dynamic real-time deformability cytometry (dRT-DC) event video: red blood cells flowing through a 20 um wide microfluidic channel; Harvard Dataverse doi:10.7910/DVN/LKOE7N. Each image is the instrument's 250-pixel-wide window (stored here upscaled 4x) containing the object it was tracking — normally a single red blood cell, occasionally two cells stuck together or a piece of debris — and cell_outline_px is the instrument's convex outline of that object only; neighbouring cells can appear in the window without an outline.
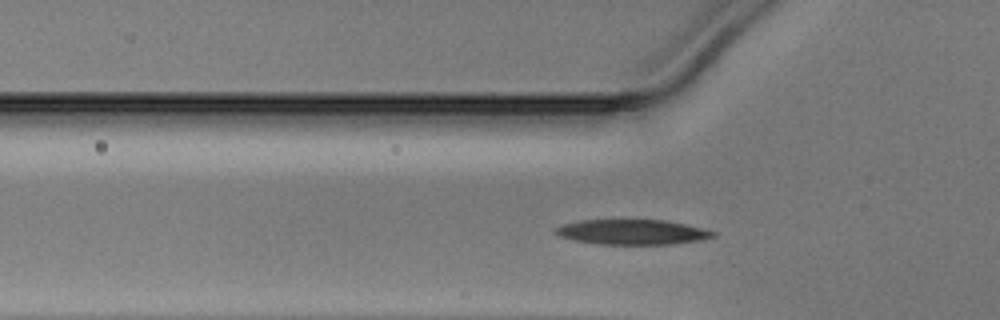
{"species": "Egyptian fruit bat (a non-hibernating species)", "species_latin": "Rousettus aegyptiacus", "temperature_condition": "warm", "stored_images_in_passage": 32, "camera_frame_rate_fps": 3000, "um_per_image_px": 0.085, "animal": {"sex": "male"}, "frame": {"image": 1, "passage_image": 7, "time_ms": 2.0, "image_size_px": [1000, 320], "cell_outline_px": [[716, 236], [696, 240], [672, 244], [596, 244], [576, 240], [560, 236], [552, 232], [552, 228], [564, 224], [580, 220], [664, 220], [684, 224], [716, 232]], "centroid_in_image_um": [53.66, 19.72], "position_along_channel_um": 72.1, "area_um2": 22.77}}
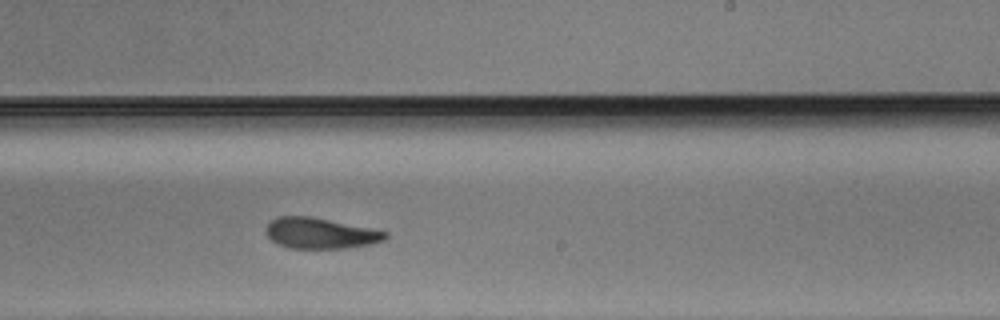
{"frame": {"image": 2, "passage_image": 21, "time_ms": 6.667, "image_size_px": [1000, 320], "cell_outline_px": [[388, 236], [384, 240], [372, 244], [344, 248], [292, 248], [280, 244], [272, 240], [264, 232], [264, 228], [276, 216], [312, 216], [388, 232]], "centroid_in_image_um": [27.21, 19.81], "position_along_channel_um": 261.8, "area_um2": 21.33}}
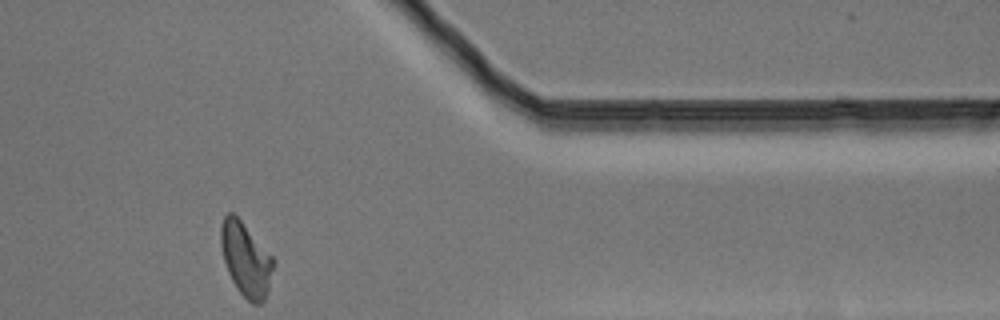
{"frame": {"image": 3, "passage_image": 32, "time_ms": 10.333, "image_size_px": [1000, 320], "cell_outline_px": [[272, 268], [268, 288], [264, 300], [260, 304], [252, 304], [236, 288], [228, 272], [224, 260], [220, 244], [220, 228], [224, 216], [228, 212], [232, 212], [240, 220], [272, 256]], "centroid_in_image_um": [20.85, 22.04], "position_along_channel_um": 390.5, "area_um2": 21.96}}